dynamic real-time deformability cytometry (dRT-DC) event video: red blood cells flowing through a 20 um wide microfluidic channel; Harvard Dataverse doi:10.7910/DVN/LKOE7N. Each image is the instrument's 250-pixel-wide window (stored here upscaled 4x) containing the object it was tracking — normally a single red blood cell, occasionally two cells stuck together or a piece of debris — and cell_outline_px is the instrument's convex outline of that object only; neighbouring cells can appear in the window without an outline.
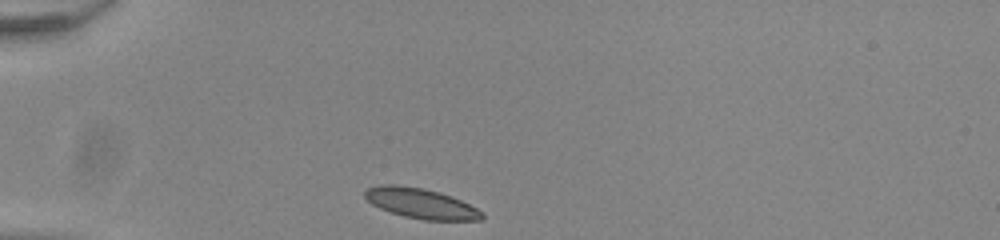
{"species": "common noctule bat (a hibernating species)", "species_latin": "Nyctalus noctula", "temperature_condition": "room temperature", "stored_images_in_passage": 31, "camera_frame_rate_fps": 3000, "um_per_image_px": 0.085, "animal": {"sex": "male", "body_mass_g": 20.0, "forearm_length_mm": 53.3}, "frame": {"image": 1, "passage_image": 1, "time_ms": 0.0, "image_size_px": [1000, 240], "cell_outline_px": [[484, 216], [480, 220], [424, 220], [404, 216], [380, 208], [372, 204], [364, 196], [364, 192], [368, 188], [380, 184], [396, 184], [424, 188], [440, 192], [460, 200], [484, 212]], "centroid_in_image_um": [35.77, 17.28], "position_along_channel_um": 49.2, "area_um2": 20.52}}
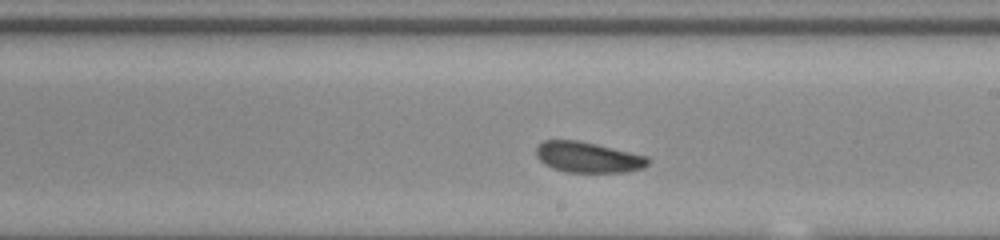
{"frame": {"image": 2, "passage_image": 18, "time_ms": 5.667, "image_size_px": [1000, 240], "cell_outline_px": [[652, 160], [644, 168], [624, 172], [568, 172], [552, 168], [544, 164], [536, 156], [536, 148], [544, 140], [576, 140], [596, 144], [648, 156]], "centroid_in_image_um": [50.0, 13.37], "position_along_channel_um": 239.0, "area_um2": 20.0}}
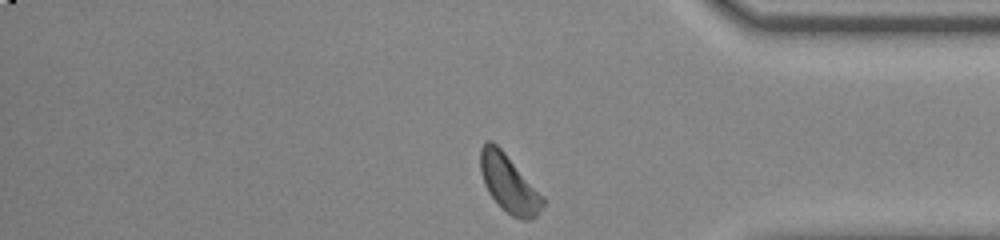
{"frame": {"image": 3, "passage_image": 31, "time_ms": 10.0, "image_size_px": [1000, 240], "cell_outline_px": [[544, 204], [536, 216], [528, 220], [520, 220], [512, 216], [488, 192], [484, 184], [480, 172], [480, 148], [488, 140], [492, 140], [504, 152], [544, 196]], "centroid_in_image_um": [43.26, 15.59], "position_along_channel_um": 391.9, "area_um2": 20.69}, "authors_computed_cell_mechanics": {"area_um2": 20.3456, "velocity_mm_per_s": 3.8404, "shape_relaxation_time_tau1_ms": 3.5197, "shape_relaxation_time_tau2_ms": null, "deformation_change_tau1": 0.0703, "deformation_change_tau2": null}}